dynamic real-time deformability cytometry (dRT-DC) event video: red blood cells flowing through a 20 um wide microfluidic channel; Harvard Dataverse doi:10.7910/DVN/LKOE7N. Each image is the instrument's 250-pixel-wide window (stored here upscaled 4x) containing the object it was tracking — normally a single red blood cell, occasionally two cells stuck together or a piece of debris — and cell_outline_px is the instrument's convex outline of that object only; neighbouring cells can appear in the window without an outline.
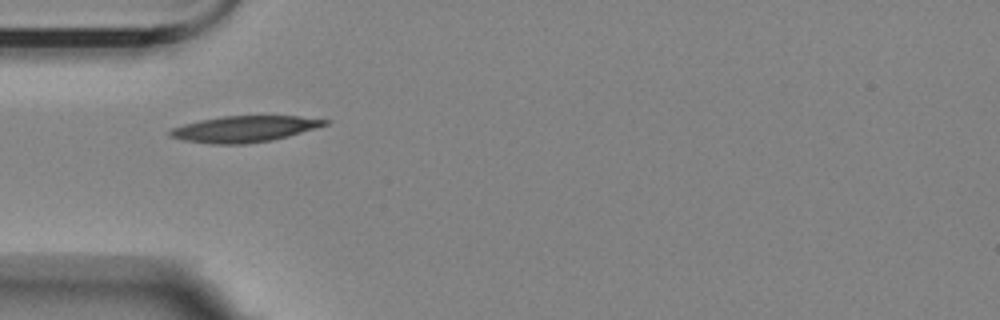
{"species": "Egyptian fruit bat (a non-hibernating species)", "species_latin": "Rousettus aegyptiacus", "temperature_condition": "room temperature", "stored_images_in_passage": 41, "camera_frame_rate_fps": 3000, "um_per_image_px": 0.085, "animal": {"sex": "female"}, "frame": {"image": 1, "passage_image": 1, "time_ms": 0.0, "image_size_px": [1000, 320], "cell_outline_px": [[332, 120], [328, 124], [316, 128], [288, 136], [272, 140], [244, 144], [212, 144], [184, 140], [168, 136], [168, 132], [172, 128], [184, 124], [200, 120], [224, 116], [300, 116]], "centroid_in_image_um": [20.79, 10.96], "position_along_channel_um": 64.2, "area_um2": 23.58}}
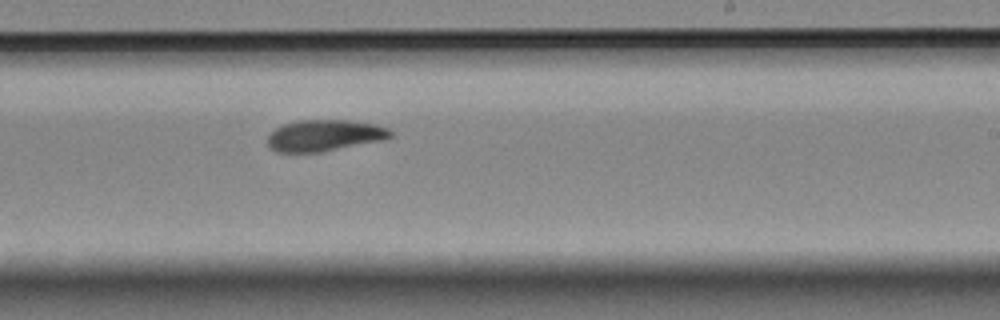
{"frame": {"image": 2, "passage_image": 18, "time_ms": 5.667, "image_size_px": [1000, 320], "cell_outline_px": [[392, 136], [384, 140], [320, 152], [276, 152], [268, 148], [268, 136], [276, 128], [284, 124], [300, 120], [348, 120], [376, 124], [388, 128], [392, 132]], "centroid_in_image_um": [27.58, 11.52], "position_along_channel_um": 261.4, "area_um2": 22.48}}
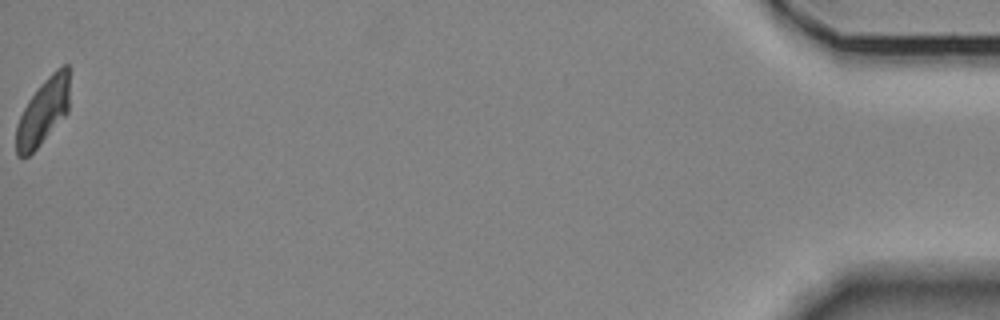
{"frame": {"image": 3, "passage_image": 41, "time_ms": 13.333, "image_size_px": [1000, 320], "cell_outline_px": [[68, 112], [36, 148], [28, 156], [16, 156], [16, 124], [28, 100], [40, 84], [56, 68], [64, 64], [68, 64]], "centroid_in_image_um": [3.65, 9.47], "position_along_channel_um": 431.6, "area_um2": 20.23}, "authors_computed_cell_mechanics": {"area_um2": 22.1952, "velocity_mm_per_s": 3.4858, "shape_relaxation_time_tau1_ms": null, "shape_relaxation_time_tau2_ms": 4.6941, "deformation_change_tau1": null, "deformation_change_tau2": 0.0909}}